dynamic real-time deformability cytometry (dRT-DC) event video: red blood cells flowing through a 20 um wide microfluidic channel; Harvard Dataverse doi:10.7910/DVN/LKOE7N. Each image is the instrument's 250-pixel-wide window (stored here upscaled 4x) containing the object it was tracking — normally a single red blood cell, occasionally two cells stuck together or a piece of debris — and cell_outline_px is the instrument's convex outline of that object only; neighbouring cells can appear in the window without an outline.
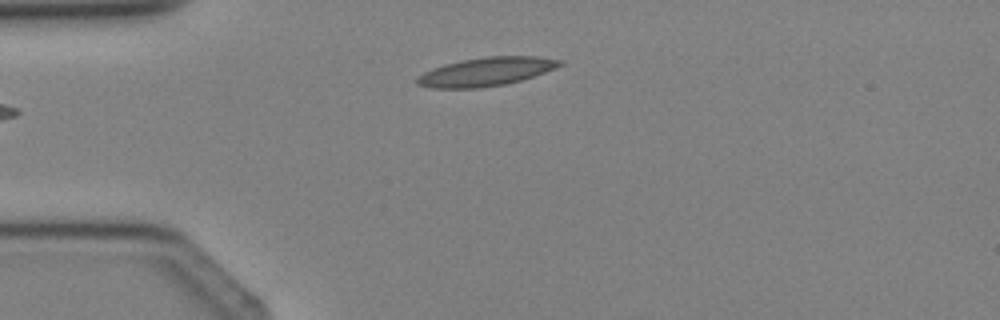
{"species": "Egyptian fruit bat (a non-hibernating species)", "species_latin": "Rousettus aegyptiacus", "temperature_condition": "cold", "stored_images_in_passage": 5, "camera_frame_rate_fps": 3000, "um_per_image_px": 0.085, "animal": {"sex": "female"}, "frame": {"image": 1, "passage_image": 5, "time_ms": 5.667, "image_size_px": [1000, 320], "cell_outline_px": [[564, 64], [544, 72], [520, 80], [504, 84], [476, 88], [432, 88], [416, 84], [416, 76], [432, 68], [444, 64], [460, 60], [488, 56], [536, 56], [560, 60]], "centroid_in_image_um": [41.26, 6.09], "position_along_channel_um": 43.7, "area_um2": 23.58}}